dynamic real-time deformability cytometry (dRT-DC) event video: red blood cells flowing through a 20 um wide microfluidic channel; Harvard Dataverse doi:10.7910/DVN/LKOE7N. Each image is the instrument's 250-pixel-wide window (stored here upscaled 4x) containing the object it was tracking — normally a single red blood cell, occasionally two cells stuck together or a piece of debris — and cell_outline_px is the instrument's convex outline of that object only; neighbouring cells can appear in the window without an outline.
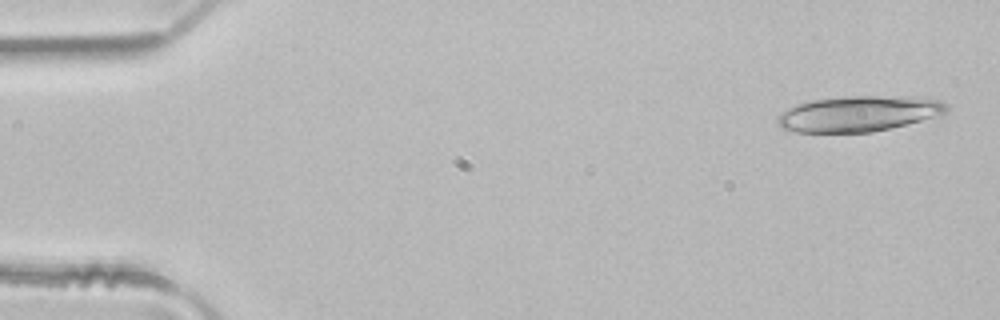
{"species": "common noctule bat (a hibernating species)", "species_latin": "Nyctalus noctula", "temperature_condition": "room temperature", "stored_images_in_passage": 48, "camera_frame_rate_fps": 3000, "um_per_image_px": 0.085, "animal": {"sex": "male", "body_mass_g": 21.5, "forearm_length_mm": 52.0}, "frame": {"image": 1, "passage_image": 2, "time_ms": 0.333, "image_size_px": [1000, 320], "cell_outline_px": [[948, 108], [940, 116], [872, 132], [796, 132], [784, 128], [776, 124], [776, 116], [780, 112], [796, 104], [812, 100], [844, 96], [880, 96], [940, 100], [948, 104]], "centroid_in_image_um": [72.92, 9.67], "position_along_channel_um": 12.1, "area_um2": 34.85}}